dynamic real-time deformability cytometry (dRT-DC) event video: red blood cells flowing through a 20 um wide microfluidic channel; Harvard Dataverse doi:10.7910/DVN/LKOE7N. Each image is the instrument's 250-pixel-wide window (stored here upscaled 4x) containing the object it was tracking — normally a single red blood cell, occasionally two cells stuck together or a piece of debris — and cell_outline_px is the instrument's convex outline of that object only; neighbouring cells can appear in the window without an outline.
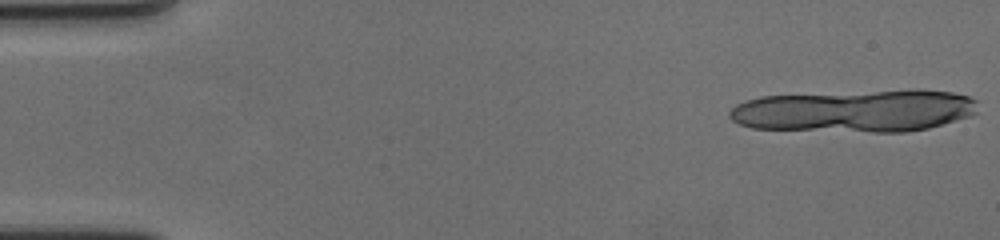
{"species": "human", "species_latin": "Homo sapiens", "temperature_condition": "cold", "stored_images_in_passage": 26, "segment_of_instrument_passage": [1, 2], "camera_frame_rate_fps": 3000, "um_per_image_px": 0.085, "donor": {"sex": "female"}, "frame": {"image": 1, "passage_image": 1, "time_ms": 0.0, "image_size_px": [1000, 240], "cell_outline_px": [[976, 112], [972, 116], [928, 128], [908, 132], [872, 132], [752, 128], [740, 124], [732, 120], [728, 116], [728, 112], [736, 104], [744, 100], [760, 96], [908, 88], [920, 88], [952, 92], [968, 96], [976, 100]], "centroid_in_image_um": [72.7, 9.4], "position_along_channel_um": 12.3, "area_um2": 62.48}}